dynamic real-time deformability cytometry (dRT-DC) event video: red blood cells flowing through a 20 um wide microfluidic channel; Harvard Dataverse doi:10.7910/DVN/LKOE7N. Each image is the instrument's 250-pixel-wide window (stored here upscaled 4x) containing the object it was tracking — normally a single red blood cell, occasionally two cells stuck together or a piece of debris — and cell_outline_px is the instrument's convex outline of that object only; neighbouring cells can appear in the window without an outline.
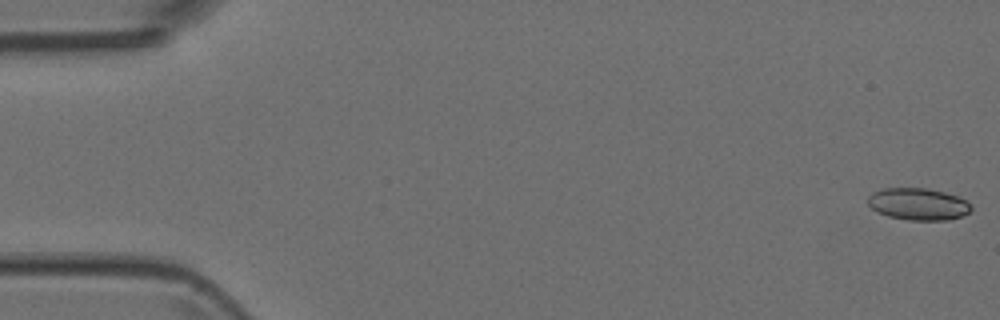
{"species": "Egyptian fruit bat (a non-hibernating species)", "species_latin": "Rousettus aegyptiacus", "temperature_condition": "room temperature", "stored_images_in_passage": 5, "camera_frame_rate_fps": 3000, "um_per_image_px": 0.085, "animal": {"sex": "female"}, "frame": {"image": 1, "passage_image": 1, "time_ms": 0.0, "image_size_px": [1000, 320], "cell_outline_px": [[972, 208], [968, 212], [960, 216], [948, 220], [908, 220], [888, 216], [876, 212], [868, 204], [868, 196], [872, 192], [884, 188], [924, 188], [944, 192], [956, 196], [964, 200]], "centroid_in_image_um": [77.99, 17.35], "position_along_channel_um": 7.0, "area_um2": 19.07}}
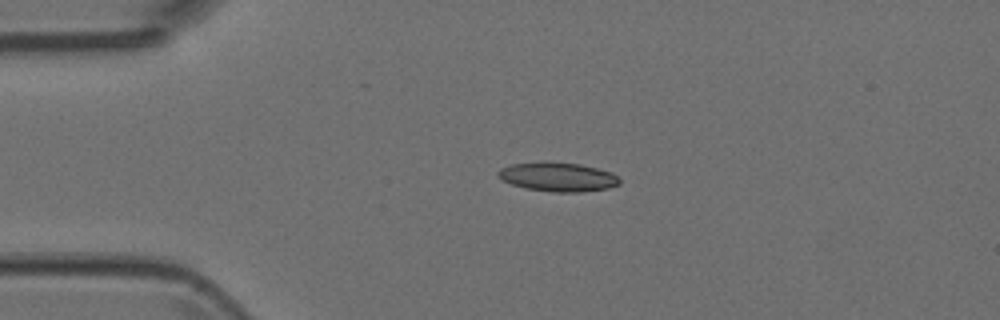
{"frame": {"image": 2, "passage_image": 4, "time_ms": 1.0, "image_size_px": [1000, 320], "cell_outline_px": [[620, 184], [608, 188], [580, 192], [556, 192], [528, 188], [512, 184], [496, 176], [496, 172], [500, 168], [512, 164], [540, 160], [544, 160], [580, 164], [612, 172], [620, 180]], "centroid_in_image_um": [47.39, 15.01], "position_along_channel_um": 37.6, "area_um2": 20.75}}